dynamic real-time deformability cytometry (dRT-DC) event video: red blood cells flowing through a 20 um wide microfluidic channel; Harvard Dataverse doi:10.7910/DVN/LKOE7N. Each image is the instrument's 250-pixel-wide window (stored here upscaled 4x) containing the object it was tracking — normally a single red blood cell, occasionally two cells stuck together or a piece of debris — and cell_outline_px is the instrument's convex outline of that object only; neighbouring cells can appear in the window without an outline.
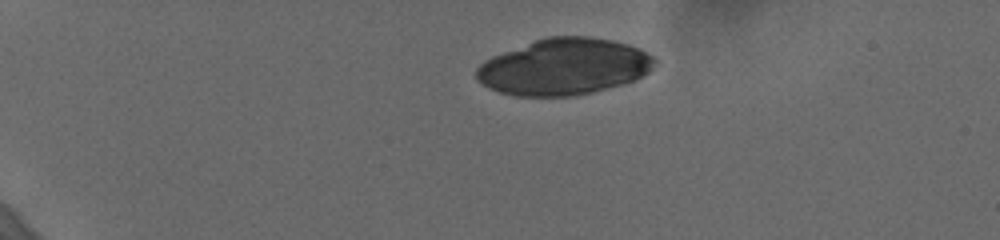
{"species": "human", "species_latin": "Homo sapiens", "temperature_condition": "cold", "stored_images_in_passage": 40, "camera_frame_rate_fps": 3000, "um_per_image_px": 0.085, "donor": {"sex": "female"}, "frame": {"image": 1, "passage_image": 1, "time_ms": 0.0, "image_size_px": [1000, 240], "cell_outline_px": [[656, 60], [652, 68], [648, 72], [636, 80], [592, 92], [572, 96], [516, 96], [500, 92], [488, 88], [476, 80], [476, 68], [484, 60], [492, 56], [536, 40], [548, 36], [588, 36], [612, 40], [628, 44], [652, 56]], "centroid_in_image_um": [47.91, 5.68], "position_along_channel_um": 37.1, "area_um2": 58.38}}